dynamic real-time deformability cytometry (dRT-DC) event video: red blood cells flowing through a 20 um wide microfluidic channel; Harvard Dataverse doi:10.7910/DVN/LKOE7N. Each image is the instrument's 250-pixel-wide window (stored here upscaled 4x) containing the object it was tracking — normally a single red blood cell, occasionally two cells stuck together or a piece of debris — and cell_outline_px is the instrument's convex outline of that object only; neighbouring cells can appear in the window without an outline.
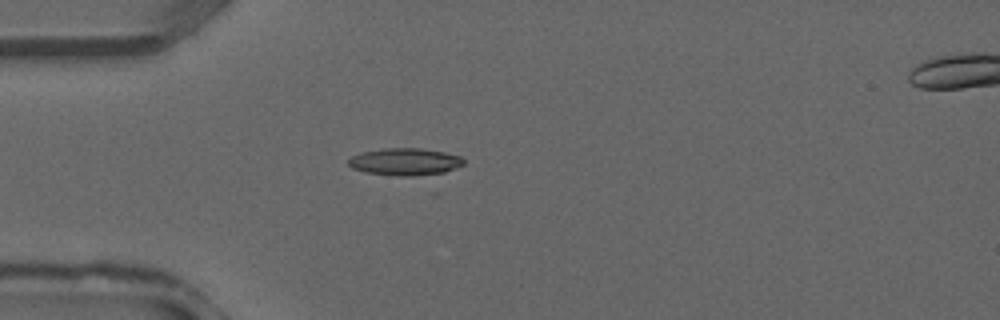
{"species": "common noctule bat (a hibernating species)", "species_latin": "Nyctalus noctula", "temperature_condition": "warm", "stored_images_in_passage": 28, "camera_frame_rate_fps": 3000, "um_per_image_px": 0.085, "animal": {"sex": "male", "forearm_length_mm": 52.5}, "frame": {"image": 1, "passage_image": 1, "time_ms": 0.0, "image_size_px": [1000, 320], "cell_outline_px": [[464, 164], [456, 168], [436, 176], [400, 176], [364, 172], [352, 168], [348, 164], [348, 160], [352, 156], [360, 152], [384, 148], [420, 148], [444, 152], [460, 156], [464, 160]], "centroid_in_image_um": [34.46, 13.76], "position_along_channel_um": 50.5, "area_um2": 18.67}}
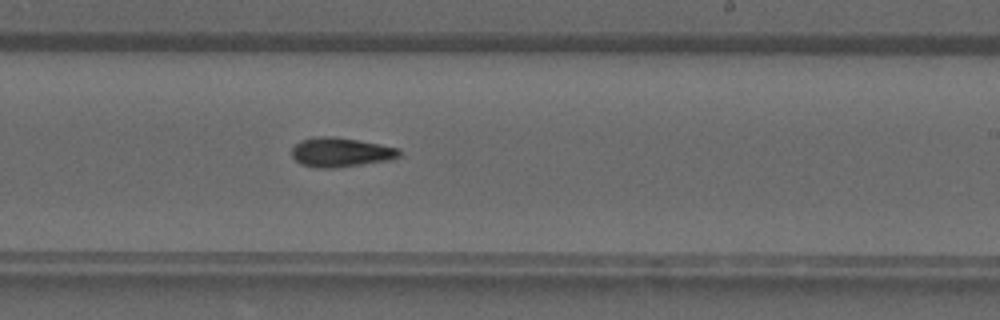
{"frame": {"image": 2, "passage_image": 13, "time_ms": 4.0, "image_size_px": [1000, 320], "cell_outline_px": [[400, 156], [392, 160], [332, 168], [316, 168], [300, 164], [292, 156], [292, 148], [300, 140], [320, 136], [332, 136], [380, 144], [400, 148]], "centroid_in_image_um": [28.97, 12.95], "position_along_channel_um": 260.0, "area_um2": 18.38}}
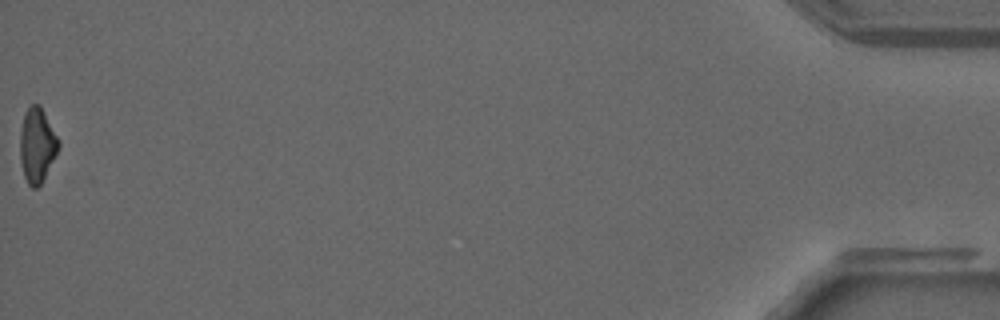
{"frame": {"image": 3, "passage_image": 28, "time_ms": 9.0, "image_size_px": [1000, 320], "cell_outline_px": [[60, 144], [40, 184], [36, 188], [32, 188], [28, 184], [24, 176], [20, 160], [20, 132], [24, 112], [32, 104], [40, 104], [60, 140]], "centroid_in_image_um": [3.13, 12.3], "position_along_channel_um": 432.1, "area_um2": 16.53}}